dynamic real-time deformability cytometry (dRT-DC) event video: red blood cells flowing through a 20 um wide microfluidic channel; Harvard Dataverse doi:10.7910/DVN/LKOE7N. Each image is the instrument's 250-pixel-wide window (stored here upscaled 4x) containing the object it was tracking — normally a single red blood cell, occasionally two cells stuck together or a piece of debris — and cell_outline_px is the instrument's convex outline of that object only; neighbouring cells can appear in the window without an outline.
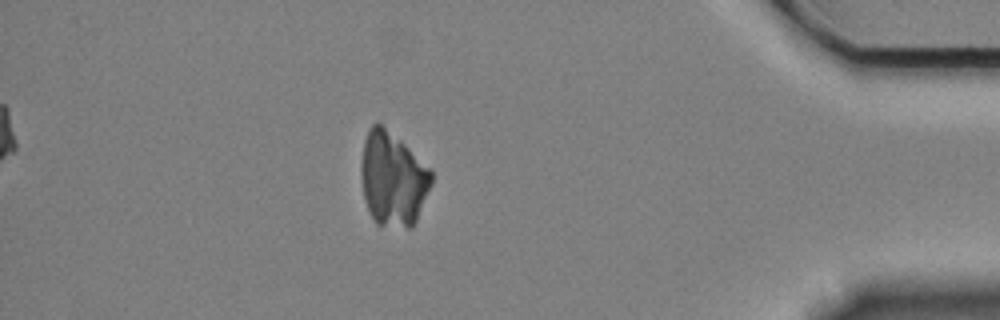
{"species": "Egyptian fruit bat (a non-hibernating species)", "species_latin": "Rousettus aegyptiacus", "temperature_condition": "cold", "stored_images_in_passage": 57, "segment_of_instrument_passage": [2, 2], "camera_frame_rate_fps": 3000, "um_per_image_px": 0.085, "animal": {"sex": "female"}, "frame": {"image": 1, "passage_image": 50, "time_ms": 16.333, "image_size_px": [1000, 320], "cell_outline_px": [[432, 184], [416, 220], [412, 228], [408, 228], [376, 224], [364, 200], [360, 172], [360, 168], [364, 140], [368, 128], [376, 120], [400, 140], [432, 168]], "centroid_in_image_um": [33.39, 15.19], "position_along_channel_um": 401.8, "area_um2": 38.78}}